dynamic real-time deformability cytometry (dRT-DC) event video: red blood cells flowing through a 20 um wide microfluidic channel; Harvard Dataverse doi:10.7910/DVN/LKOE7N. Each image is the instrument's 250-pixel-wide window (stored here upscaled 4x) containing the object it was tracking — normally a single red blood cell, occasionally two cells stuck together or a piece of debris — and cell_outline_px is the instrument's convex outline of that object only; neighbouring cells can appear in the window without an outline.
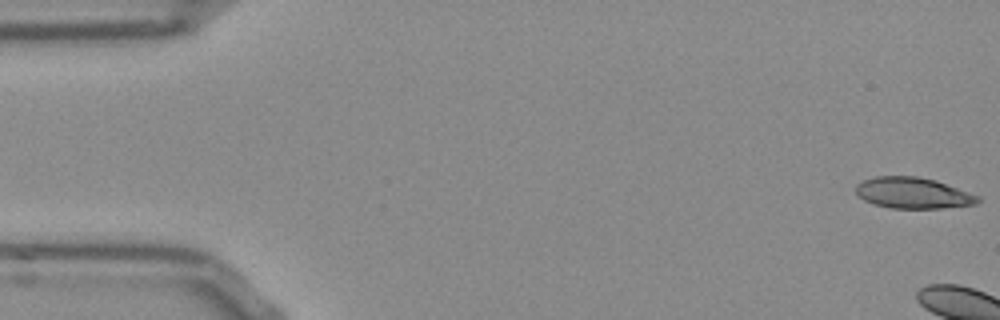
{"species": "Egyptian fruit bat (a non-hibernating species)", "species_latin": "Rousettus aegyptiacus", "temperature_condition": "room temperature", "stored_images_in_passage": 5, "camera_frame_rate_fps": 3000, "um_per_image_px": 0.085, "frame": {"image": 1, "passage_image": 1, "time_ms": 0.0, "image_size_px": [1000, 320], "cell_outline_px": [[980, 200], [976, 204], [940, 208], [892, 208], [872, 204], [864, 200], [856, 192], [856, 184], [864, 180], [876, 176], [916, 176], [936, 180], [980, 196]], "centroid_in_image_um": [77.6, 16.4], "position_along_channel_um": 7.4, "area_um2": 22.02}}